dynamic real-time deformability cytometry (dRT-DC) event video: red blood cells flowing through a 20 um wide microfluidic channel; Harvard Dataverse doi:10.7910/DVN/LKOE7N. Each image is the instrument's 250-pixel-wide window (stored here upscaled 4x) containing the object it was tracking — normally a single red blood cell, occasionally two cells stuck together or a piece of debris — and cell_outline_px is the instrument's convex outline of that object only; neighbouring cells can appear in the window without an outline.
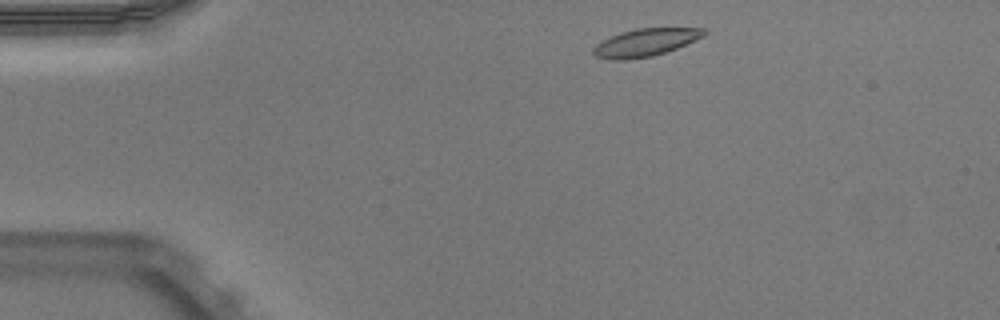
{"species": "Egyptian fruit bat (a non-hibernating species)", "species_latin": "Rousettus aegyptiacus", "temperature_condition": "warm", "stored_images_in_passage": 44, "camera_frame_rate_fps": 3000, "um_per_image_px": 0.085, "animal": {"sex": "male"}, "frame": {"image": 1, "passage_image": 2, "time_ms": 0.333, "image_size_px": [1000, 320], "cell_outline_px": [[708, 32], [704, 36], [676, 48], [652, 56], [624, 60], [608, 60], [596, 56], [592, 52], [592, 48], [596, 44], [620, 32], [636, 28], [704, 28]], "centroid_in_image_um": [54.84, 3.61], "position_along_channel_um": 30.2, "area_um2": 17.74}}
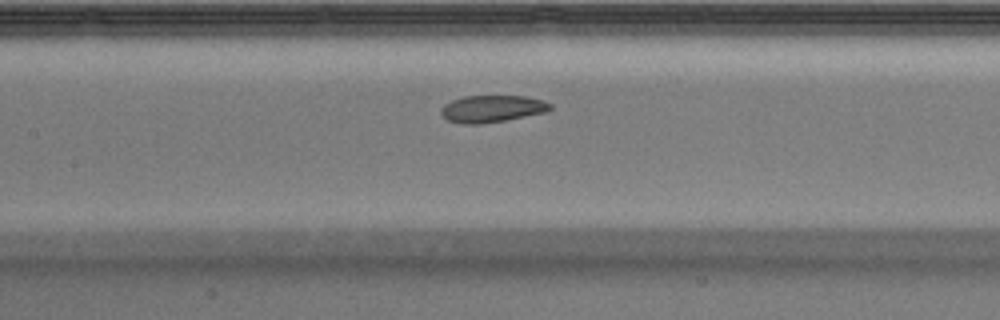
{"frame": {"image": 2, "passage_image": 17, "time_ms": 5.333, "image_size_px": [1000, 320], "cell_outline_px": [[552, 108], [548, 112], [504, 120], [480, 124], [464, 124], [448, 120], [440, 112], [440, 108], [444, 104], [452, 100], [464, 96], [524, 96], [544, 100], [552, 104]], "centroid_in_image_um": [41.84, 9.24], "position_along_channel_um": 165.6, "area_um2": 17.22}}
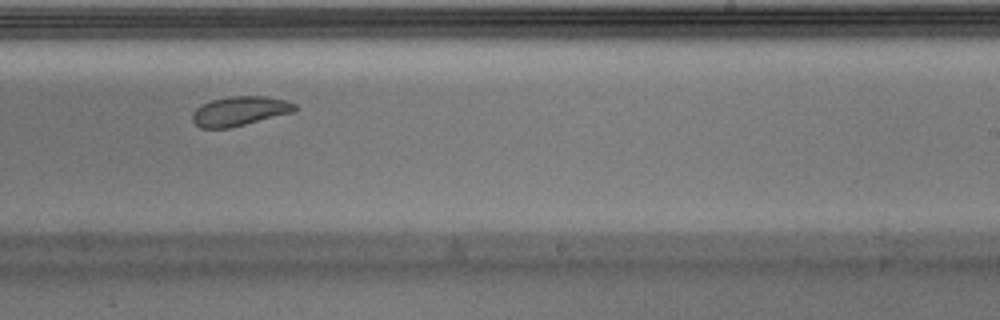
{"frame": {"image": 3, "passage_image": 25, "time_ms": 8.0, "image_size_px": [1000, 320], "cell_outline_px": [[300, 108], [296, 112], [228, 128], [200, 128], [192, 120], [192, 112], [200, 104], [212, 100], [232, 96], [268, 96], [284, 100], [296, 104]], "centroid_in_image_um": [20.41, 9.44], "position_along_channel_um": 268.6, "area_um2": 17.74}, "authors_computed_cell_mechanics": {"area_um2": 18.3226, "velocity_mm_per_s": 3.8853, "shape_relaxation_time_tau1_ms": 5.2105, "shape_relaxation_time_tau2_ms": null, "deformation_change_tau1": 0.1172, "deformation_change_tau2": null}}